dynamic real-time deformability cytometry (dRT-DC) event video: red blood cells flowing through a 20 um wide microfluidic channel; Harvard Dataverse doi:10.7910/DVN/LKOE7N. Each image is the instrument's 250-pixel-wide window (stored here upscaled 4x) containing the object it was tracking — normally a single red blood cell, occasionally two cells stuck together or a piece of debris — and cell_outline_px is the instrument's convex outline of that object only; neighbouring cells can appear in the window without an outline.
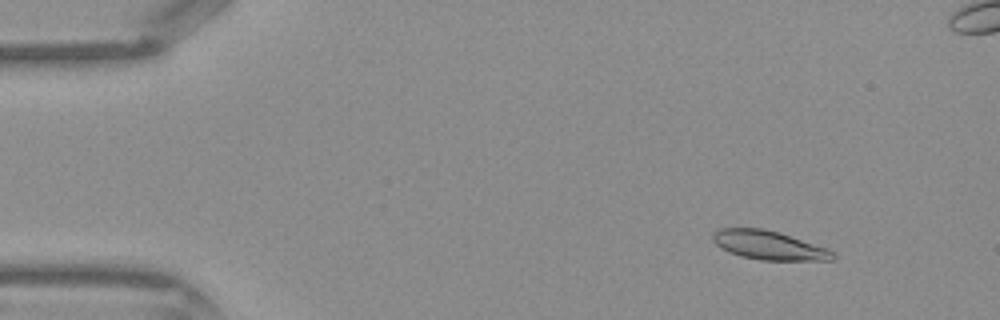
{"species": "Egyptian fruit bat (a non-hibernating species)", "species_latin": "Rousettus aegyptiacus", "temperature_condition": "warm", "stored_images_in_passage": 44, "segment_of_instrument_passage": [1, 2], "camera_frame_rate_fps": 3000, "um_per_image_px": 0.085, "frame": {"image": 1, "passage_image": 5, "time_ms": 1.333, "image_size_px": [1000, 320], "cell_outline_px": [[836, 256], [832, 260], [760, 260], [740, 256], [728, 252], [720, 248], [712, 240], [712, 232], [720, 228], [764, 228], [780, 232], [828, 248], [836, 252]], "centroid_in_image_um": [65.35, 20.84], "position_along_channel_um": 19.6, "area_um2": 20.52}}
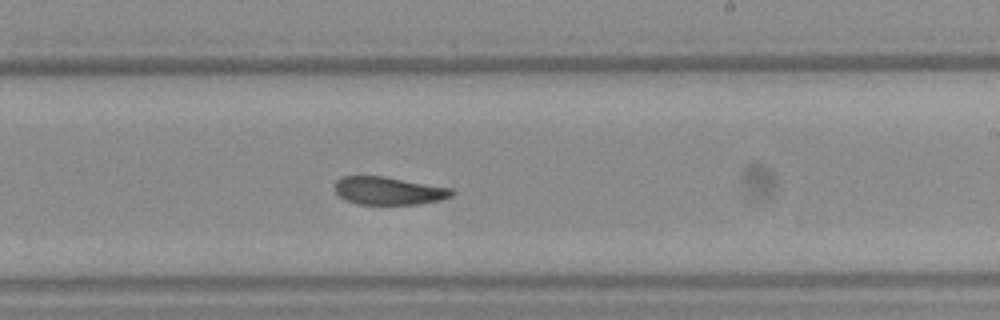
{"frame": {"image": 2, "passage_image": 26, "time_ms": 8.333, "image_size_px": [1000, 320], "cell_outline_px": [[456, 192], [452, 196], [440, 200], [420, 204], [356, 204], [344, 200], [332, 188], [336, 180], [340, 176], [384, 176], [452, 188]], "centroid_in_image_um": [33.01, 16.21], "position_along_channel_um": 256.0, "area_um2": 19.31}}
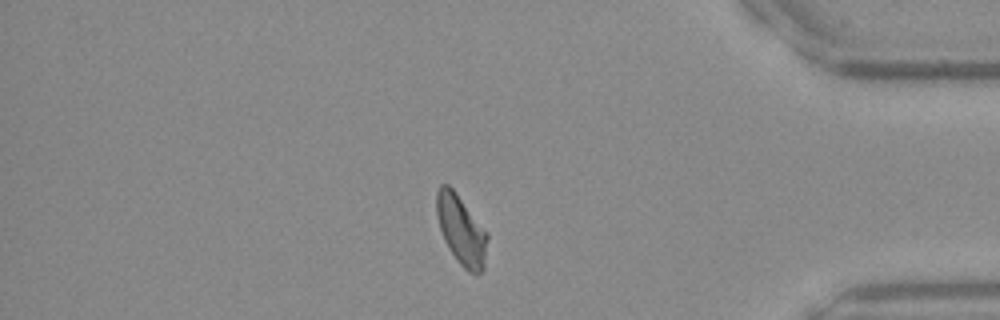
{"frame": {"image": 3, "passage_image": 37, "time_ms": 12.0, "image_size_px": [1000, 320], "cell_outline_px": [[488, 236], [484, 268], [480, 272], [468, 272], [456, 260], [448, 248], [444, 240], [440, 228], [436, 212], [436, 192], [440, 184], [448, 184], [456, 192], [488, 232]], "centroid_in_image_um": [39.2, 19.53], "position_along_channel_um": 396.0, "area_um2": 20.63}}